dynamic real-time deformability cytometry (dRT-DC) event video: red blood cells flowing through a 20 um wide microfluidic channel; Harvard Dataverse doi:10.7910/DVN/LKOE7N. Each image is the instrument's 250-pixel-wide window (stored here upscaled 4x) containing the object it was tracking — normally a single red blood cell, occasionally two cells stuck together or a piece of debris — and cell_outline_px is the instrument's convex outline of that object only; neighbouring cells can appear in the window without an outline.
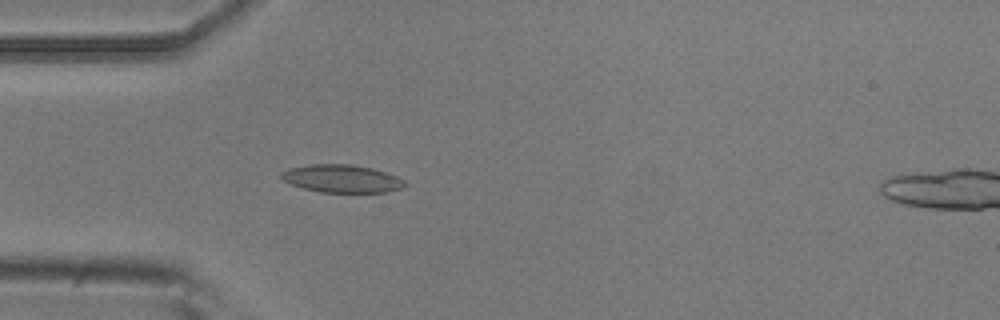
{"species": "common noctule bat (a hibernating species)", "species_latin": "Nyctalus noctula", "temperature_condition": "room temperature", "stored_images_in_passage": 5, "camera_frame_rate_fps": 3000, "um_per_image_px": 0.085, "animal": {"sex": "male", "body_mass_g": 20.5, "forearm_length_mm": 52.5}, "frame": {"image": 1, "passage_image": 4, "time_ms": 1.0, "image_size_px": [1000, 320], "cell_outline_px": [[408, 184], [404, 188], [388, 192], [320, 192], [304, 188], [292, 184], [284, 180], [280, 176], [280, 172], [288, 168], [308, 164], [352, 164], [372, 168], [396, 176], [404, 180]], "centroid_in_image_um": [29.07, 15.18], "position_along_channel_um": 55.9, "area_um2": 20.11}}